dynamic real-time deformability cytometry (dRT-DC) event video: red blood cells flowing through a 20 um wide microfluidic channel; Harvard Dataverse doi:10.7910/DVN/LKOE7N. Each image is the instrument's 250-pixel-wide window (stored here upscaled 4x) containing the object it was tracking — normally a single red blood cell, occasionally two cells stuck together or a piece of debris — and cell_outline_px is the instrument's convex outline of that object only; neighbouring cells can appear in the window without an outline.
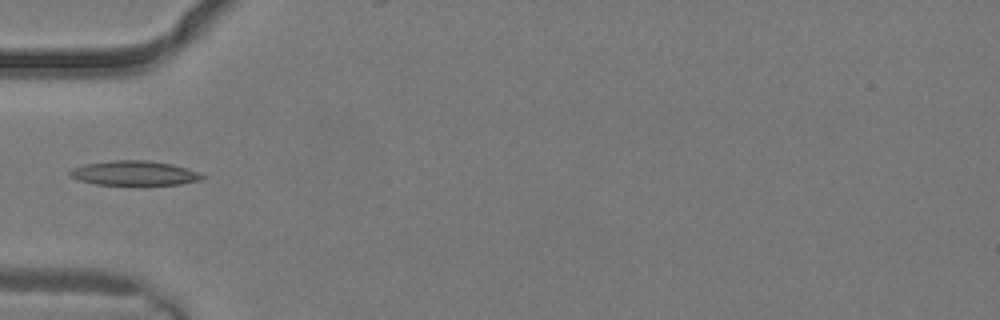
{"species": "common noctule bat (a hibernating species)", "species_latin": "Nyctalus noctula", "temperature_condition": "warm", "stored_images_in_passage": 1, "camera_frame_rate_fps": 3000, "um_per_image_px": 0.085, "animal": {"sex": "male", "body_mass_g": 19.2, "forearm_length_mm": 51.8}, "frame": {"image": 1, "passage_image": 1, "time_ms": 0.0, "image_size_px": [1000, 320], "cell_outline_px": [[204, 176], [200, 180], [180, 184], [96, 184], [80, 180], [68, 176], [68, 172], [72, 168], [84, 164], [112, 160], [148, 160], [172, 164], [200, 172]], "centroid_in_image_um": [11.39, 14.7], "position_along_channel_um": 73.6, "area_um2": 18.79}}